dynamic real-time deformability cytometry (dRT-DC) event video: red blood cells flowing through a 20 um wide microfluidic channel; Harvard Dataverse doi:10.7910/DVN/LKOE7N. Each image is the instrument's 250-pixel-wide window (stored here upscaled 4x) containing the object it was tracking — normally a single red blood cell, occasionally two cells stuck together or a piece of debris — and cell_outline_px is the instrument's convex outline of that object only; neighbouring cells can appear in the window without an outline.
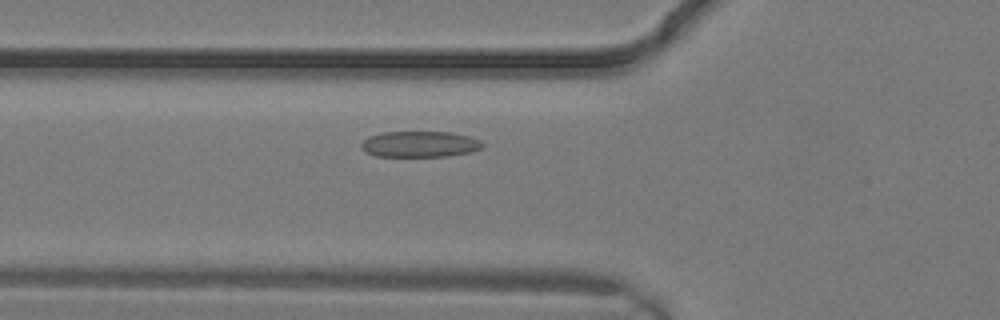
{"species": "common noctule bat (a hibernating species)", "species_latin": "Nyctalus noctula", "temperature_condition": "warm", "stored_images_in_passage": 5, "camera_frame_rate_fps": 3000, "um_per_image_px": 0.085, "animal": {"sex": "male", "body_mass_g": 19.2, "forearm_length_mm": 51.8}, "frame": {"image": 1, "passage_image": 3, "time_ms": 0.667, "image_size_px": [1000, 320], "cell_outline_px": [[484, 144], [480, 148], [472, 152], [448, 156], [376, 156], [364, 152], [360, 148], [360, 144], [368, 136], [384, 132], [448, 132], [468, 136], [480, 140]], "centroid_in_image_um": [35.64, 12.26], "position_along_channel_um": 90.2, "area_um2": 18.38}}
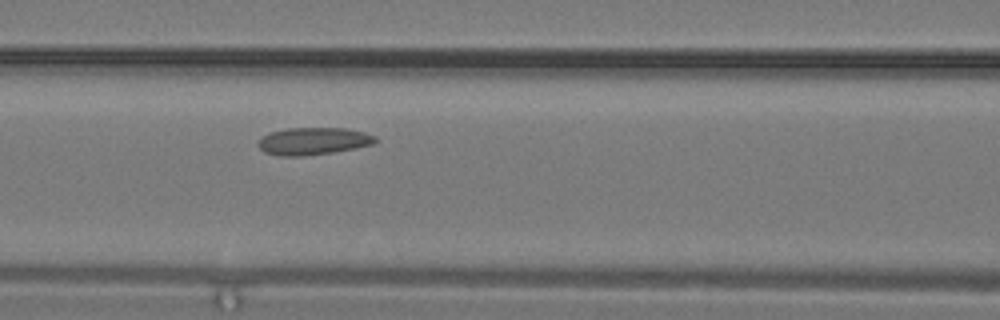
{"frame": {"image": 2, "passage_image": 5, "time_ms": 1.333, "image_size_px": [1000, 320], "cell_outline_px": [[376, 140], [372, 144], [356, 148], [332, 152], [300, 156], [280, 156], [264, 152], [260, 148], [260, 136], [268, 132], [288, 128], [344, 128], [364, 132], [376, 136]], "centroid_in_image_um": [26.6, 11.99], "position_along_channel_um": 140.0, "area_um2": 18.55}}